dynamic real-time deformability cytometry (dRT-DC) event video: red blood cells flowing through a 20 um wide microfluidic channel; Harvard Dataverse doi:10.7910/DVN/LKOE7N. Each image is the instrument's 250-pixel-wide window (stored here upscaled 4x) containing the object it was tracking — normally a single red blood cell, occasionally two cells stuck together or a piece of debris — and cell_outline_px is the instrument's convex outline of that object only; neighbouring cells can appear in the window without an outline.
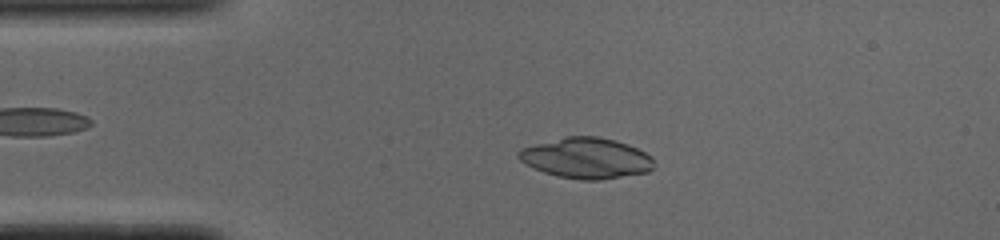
{"species": "common noctule bat (a hibernating species)", "species_latin": "Nyctalus noctula", "temperature_condition": "cold", "stored_images_in_passage": 50, "camera_frame_rate_fps": 3000, "um_per_image_px": 0.085, "animal": {"sex": "male", "body_mass_g": 19.0, "forearm_length_mm": 50.8}, "frame": {"image": 1, "passage_image": 10, "time_ms": 3.0, "image_size_px": [1000, 240], "cell_outline_px": [[652, 168], [648, 172], [600, 180], [580, 180], [556, 176], [544, 172], [520, 160], [516, 156], [516, 152], [520, 148], [564, 136], [596, 136], [628, 144], [652, 156]], "centroid_in_image_um": [49.8, 13.44], "position_along_channel_um": 35.2, "area_um2": 31.96}}
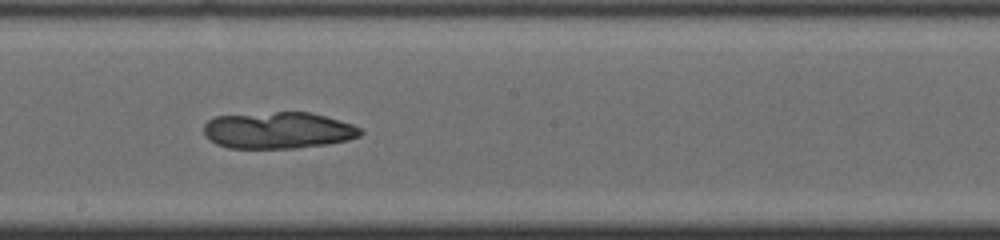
{"frame": {"image": 2, "passage_image": 27, "time_ms": 8.667, "image_size_px": [1000, 240], "cell_outline_px": [[364, 132], [360, 136], [348, 140], [328, 144], [296, 148], [228, 148], [216, 144], [208, 140], [204, 136], [204, 124], [208, 120], [216, 116], [276, 112], [308, 112], [324, 116], [352, 124], [360, 128]], "centroid_in_image_um": [23.62, 11.09], "position_along_channel_um": 224.6, "area_um2": 33.52}}
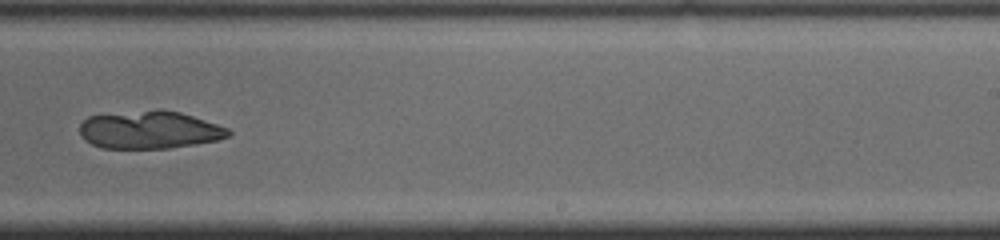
{"frame": {"image": 3, "passage_image": 31, "time_ms": 10.0, "image_size_px": [1000, 240], "cell_outline_px": [[232, 132], [228, 136], [216, 140], [196, 144], [172, 148], [100, 148], [84, 140], [80, 132], [80, 124], [88, 116], [156, 108], [160, 108], [180, 112], [228, 128]], "centroid_in_image_um": [12.69, 11.03], "position_along_channel_um": 276.3, "area_um2": 32.89}}